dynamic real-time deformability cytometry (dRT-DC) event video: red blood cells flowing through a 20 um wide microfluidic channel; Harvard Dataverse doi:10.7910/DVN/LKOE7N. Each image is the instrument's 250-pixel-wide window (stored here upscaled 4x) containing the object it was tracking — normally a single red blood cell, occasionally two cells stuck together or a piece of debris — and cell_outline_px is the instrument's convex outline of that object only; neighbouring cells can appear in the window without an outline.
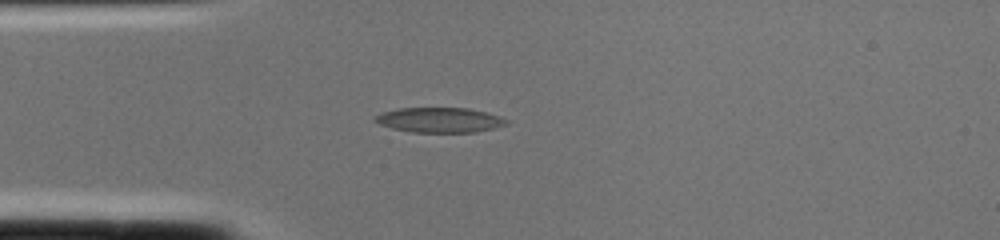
{"species": "common noctule bat (a hibernating species)", "species_latin": "Nyctalus noctula", "temperature_condition": "cold", "stored_images_in_passage": 1, "camera_frame_rate_fps": 3000, "um_per_image_px": 0.085, "animal": {"sex": "female", "body_mass_g": 22.0, "forearm_length_mm": 56.7}, "frame": {"image": 1, "passage_image": 1, "time_ms": 0.0, "image_size_px": [1000, 240], "cell_outline_px": [[508, 124], [476, 132], [412, 132], [392, 128], [380, 124], [372, 120], [372, 116], [380, 112], [400, 108], [468, 108], [500, 116], [508, 120]], "centroid_in_image_um": [37.31, 10.19], "position_along_channel_um": 47.7, "area_um2": 19.13}}